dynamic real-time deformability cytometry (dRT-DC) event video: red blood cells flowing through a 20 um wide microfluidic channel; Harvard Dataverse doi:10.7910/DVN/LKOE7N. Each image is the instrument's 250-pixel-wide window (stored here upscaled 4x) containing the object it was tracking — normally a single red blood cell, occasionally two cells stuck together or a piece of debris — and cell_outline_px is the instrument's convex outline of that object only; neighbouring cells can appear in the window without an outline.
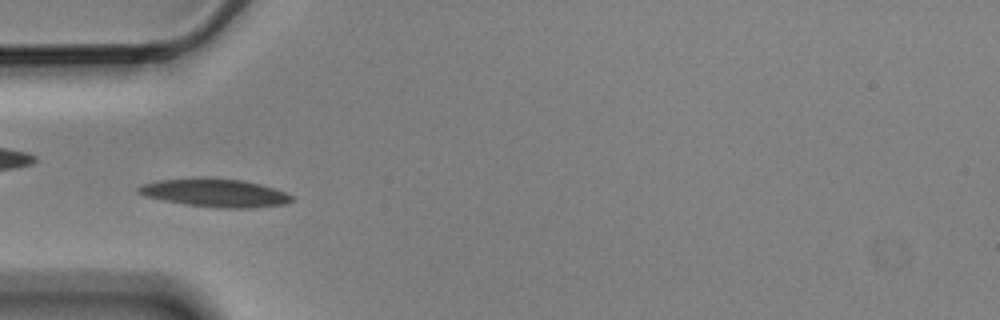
{"species": "Egyptian fruit bat (a non-hibernating species)", "species_latin": "Rousettus aegyptiacus", "temperature_condition": "cold", "stored_images_in_passage": 6, "camera_frame_rate_fps": 3000, "um_per_image_px": 0.085, "animal": {"sex": "male"}, "frame": {"image": 1, "passage_image": 6, "time_ms": 1.667, "image_size_px": [1000, 320], "cell_outline_px": [[296, 200], [288, 204], [252, 208], [216, 208], [184, 204], [144, 196], [136, 192], [136, 188], [144, 184], [156, 180], [192, 176], [204, 176], [244, 180], [276, 188], [292, 196]], "centroid_in_image_um": [18.28, 16.37], "position_along_channel_um": 66.7, "area_um2": 26.01}}